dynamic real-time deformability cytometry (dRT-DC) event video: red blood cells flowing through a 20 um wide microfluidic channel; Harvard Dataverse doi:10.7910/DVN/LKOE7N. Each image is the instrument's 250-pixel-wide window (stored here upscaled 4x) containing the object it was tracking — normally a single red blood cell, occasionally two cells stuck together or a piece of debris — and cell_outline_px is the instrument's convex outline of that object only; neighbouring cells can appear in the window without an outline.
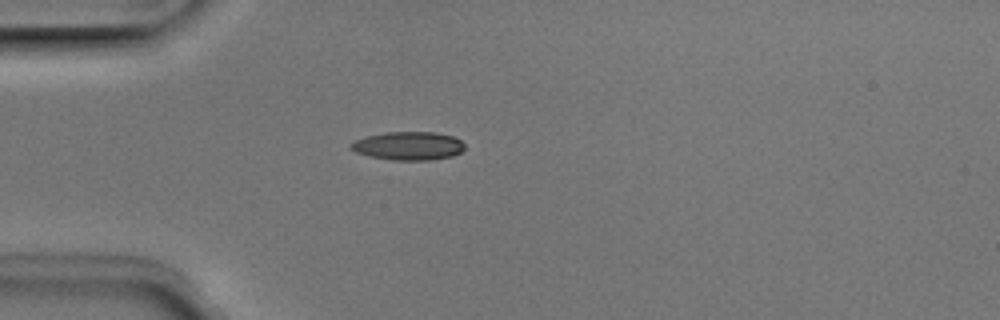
{"species": "Egyptian fruit bat (a non-hibernating species)", "species_latin": "Rousettus aegyptiacus", "temperature_condition": "room temperature", "stored_images_in_passage": 2, "camera_frame_rate_fps": 3000, "um_per_image_px": 0.085, "animal": {"sex": "male"}, "frame": {"image": 1, "passage_image": 1, "time_ms": 0.0, "image_size_px": [1000, 320], "cell_outline_px": [[464, 148], [460, 152], [452, 156], [432, 160], [392, 160], [368, 156], [356, 152], [348, 148], [348, 144], [356, 140], [368, 136], [388, 132], [436, 132], [452, 136], [460, 140], [464, 144]], "centroid_in_image_um": [34.69, 12.4], "position_along_channel_um": 50.3, "area_um2": 18.84}}